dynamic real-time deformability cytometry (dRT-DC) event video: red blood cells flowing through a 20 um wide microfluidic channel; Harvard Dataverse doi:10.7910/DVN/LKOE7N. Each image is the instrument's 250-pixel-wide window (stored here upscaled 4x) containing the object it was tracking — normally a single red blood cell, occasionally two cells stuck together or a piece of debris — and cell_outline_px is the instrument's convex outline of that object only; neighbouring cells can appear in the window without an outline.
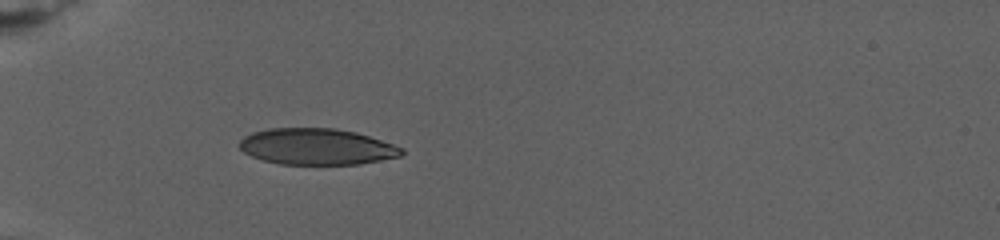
{"species": "human", "species_latin": "Homo sapiens", "temperature_condition": "warm", "stored_images_in_passage": 44, "camera_frame_rate_fps": 3000, "um_per_image_px": 0.085, "donor": {"sex": "female"}, "frame": {"image": 1, "passage_image": 1, "time_ms": 0.0, "image_size_px": [1000, 240], "cell_outline_px": [[404, 152], [400, 156], [360, 164], [280, 164], [264, 160], [252, 156], [244, 152], [236, 144], [244, 136], [252, 132], [268, 128], [336, 128], [356, 132], [404, 148]], "centroid_in_image_um": [26.89, 12.46], "position_along_channel_um": 58.1, "area_um2": 34.28}}
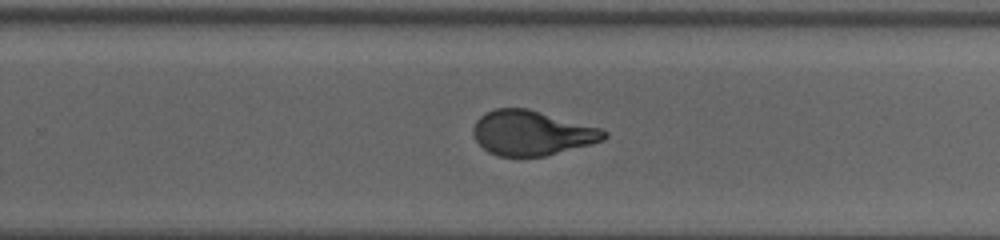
{"frame": {"image": 2, "passage_image": 23, "time_ms": 9.333, "image_size_px": [1000, 240], "cell_outline_px": [[608, 136], [604, 140], [544, 156], [500, 156], [488, 152], [476, 140], [472, 132], [472, 128], [476, 120], [480, 116], [496, 108], [528, 108], [604, 128], [608, 132]], "centroid_in_image_um": [45.23, 11.28], "position_along_channel_um": 284.6, "area_um2": 34.22}}
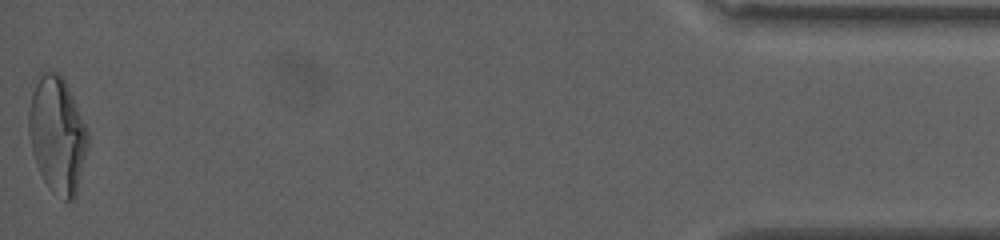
{"frame": {"image": 3, "passage_image": 44, "time_ms": 18.0, "image_size_px": [1000, 240], "cell_outline_px": [[88, 144], [76, 196], [72, 200], [64, 200], [52, 192], [48, 188], [36, 164], [32, 152], [28, 132], [28, 112], [36, 72], [60, 72], [72, 96], [88, 132]], "centroid_in_image_um": [4.84, 11.44], "position_along_channel_um": 430.4, "area_um2": 40.17}, "authors_computed_cell_mechanics": {"area_um2": 35.2002, "velocity_mm_per_s": 2.5989, "shape_relaxation_time_tau1_ms": 7.2417, "shape_relaxation_time_tau2_ms": null, "deformation_change_tau1": 0.223, "deformation_change_tau2": null}}